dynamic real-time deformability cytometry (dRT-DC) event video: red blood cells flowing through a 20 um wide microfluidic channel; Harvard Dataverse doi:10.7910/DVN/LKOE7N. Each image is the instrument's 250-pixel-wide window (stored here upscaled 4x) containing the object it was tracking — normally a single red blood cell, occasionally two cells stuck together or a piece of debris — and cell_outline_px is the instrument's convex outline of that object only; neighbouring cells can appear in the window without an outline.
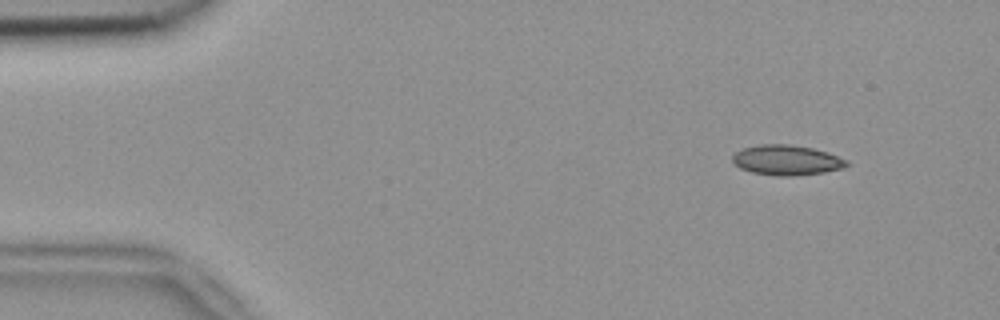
{"species": "common noctule bat (a hibernating species)", "species_latin": "Nyctalus noctula", "temperature_condition": "room temperature", "stored_images_in_passage": 3, "camera_frame_rate_fps": 3000, "um_per_image_px": 0.085, "animal": {"sex": "female", "body_mass_g": 18.4}, "frame": {"image": 1, "passage_image": 1, "time_ms": 0.0, "image_size_px": [1000, 320], "cell_outline_px": [[848, 164], [844, 168], [824, 172], [788, 176], [776, 176], [752, 172], [740, 168], [732, 160], [732, 156], [736, 152], [744, 148], [760, 144], [788, 144], [812, 148], [828, 152], [848, 160]], "centroid_in_image_um": [66.88, 13.61], "position_along_channel_um": 18.1, "area_um2": 19.94}}